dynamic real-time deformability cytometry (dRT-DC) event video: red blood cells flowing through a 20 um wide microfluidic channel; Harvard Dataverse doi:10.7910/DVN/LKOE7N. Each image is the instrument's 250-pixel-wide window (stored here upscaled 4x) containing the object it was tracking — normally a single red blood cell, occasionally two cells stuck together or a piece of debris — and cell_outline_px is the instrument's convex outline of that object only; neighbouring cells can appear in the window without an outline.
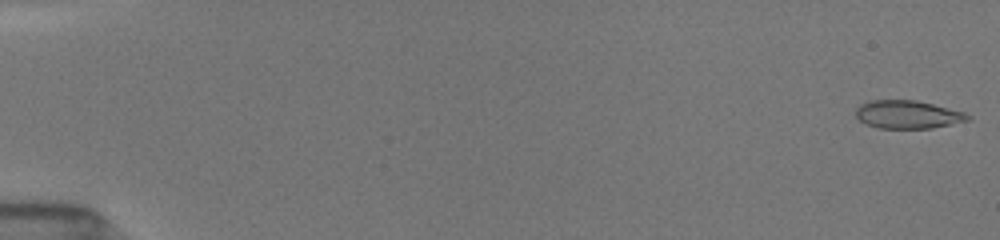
{"species": "common noctule bat (a hibernating species)", "species_latin": "Nyctalus noctula", "temperature_condition": "room temperature", "stored_images_in_passage": 7, "camera_frame_rate_fps": 3000, "um_per_image_px": 0.085, "animal": {"sex": "female", "body_mass_g": 19.5, "forearm_length_mm": 54.1}, "frame": {"image": 1, "passage_image": 1, "time_ms": 0.0, "image_size_px": [1000, 240], "cell_outline_px": [[972, 120], [932, 128], [876, 128], [860, 120], [856, 116], [856, 108], [860, 104], [868, 100], [916, 100], [964, 112], [972, 116]], "centroid_in_image_um": [77.17, 9.73], "position_along_channel_um": 7.8, "area_um2": 18.38}}